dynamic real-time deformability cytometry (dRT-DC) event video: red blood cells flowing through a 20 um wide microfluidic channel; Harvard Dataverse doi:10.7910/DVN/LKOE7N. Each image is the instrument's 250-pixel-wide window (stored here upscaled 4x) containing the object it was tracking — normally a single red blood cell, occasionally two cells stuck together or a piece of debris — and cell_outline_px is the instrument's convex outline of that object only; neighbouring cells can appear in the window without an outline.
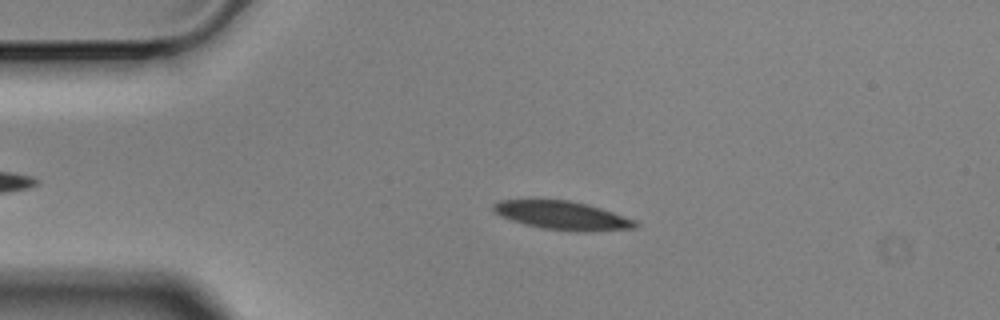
{"species": "Egyptian fruit bat (a non-hibernating species)", "species_latin": "Rousettus aegyptiacus", "temperature_condition": "cold", "stored_images_in_passage": 3, "camera_frame_rate_fps": 3000, "um_per_image_px": 0.085, "animal": {"sex": "male"}, "frame": {"image": 1, "passage_image": 2, "time_ms": 0.333, "image_size_px": [1000, 320], "cell_outline_px": [[640, 224], [636, 228], [584, 232], [576, 232], [540, 228], [524, 224], [500, 216], [492, 212], [492, 204], [500, 200], [568, 200], [600, 208], [636, 220]], "centroid_in_image_um": [47.79, 18.33], "position_along_channel_um": 37.2, "area_um2": 23.64}}